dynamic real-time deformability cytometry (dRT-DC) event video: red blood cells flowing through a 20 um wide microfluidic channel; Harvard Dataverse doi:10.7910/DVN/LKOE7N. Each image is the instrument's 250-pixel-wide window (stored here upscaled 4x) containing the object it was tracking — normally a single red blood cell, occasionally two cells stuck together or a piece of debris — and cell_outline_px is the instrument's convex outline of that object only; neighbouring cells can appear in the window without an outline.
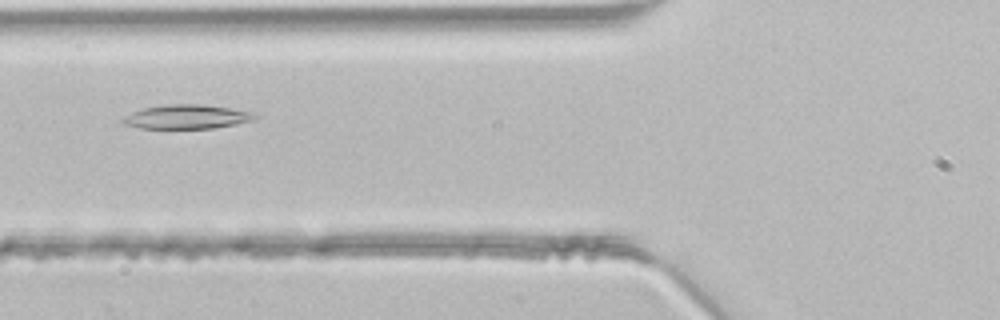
{"species": "common noctule bat (a hibernating species)", "species_latin": "Nyctalus noctula", "temperature_condition": "room temperature", "stored_images_in_passage": 36, "segment_of_instrument_passage": [1, 2], "camera_frame_rate_fps": 3000, "um_per_image_px": 0.085, "animal": {"sex": "male", "body_mass_g": 21.5, "forearm_length_mm": 52.0}, "frame": {"image": 1, "passage_image": 7, "time_ms": 2.0, "image_size_px": [1000, 320], "cell_outline_px": [[256, 116], [252, 120], [236, 124], [212, 128], [140, 128], [124, 124], [120, 120], [124, 116], [132, 112], [144, 108], [168, 104], [196, 104], [228, 108], [252, 112]], "centroid_in_image_um": [15.82, 9.93], "position_along_channel_um": 110.0, "area_um2": 18.21}}
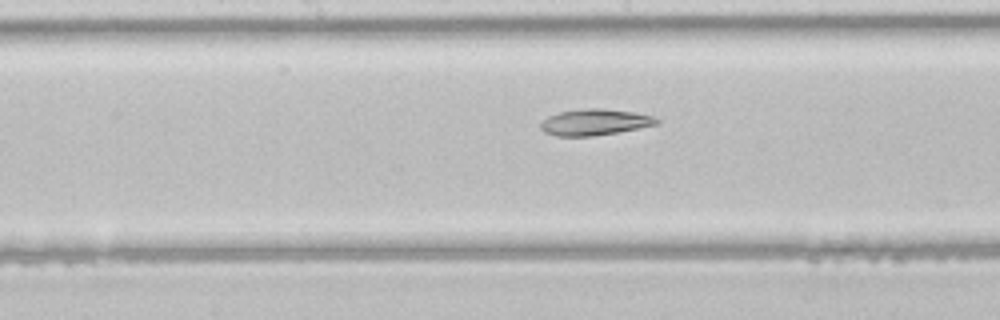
{"frame": {"image": 2, "passage_image": 13, "time_ms": 4.0, "image_size_px": [1000, 320], "cell_outline_px": [[660, 124], [616, 132], [592, 136], [556, 136], [544, 132], [540, 128], [540, 124], [548, 116], [560, 112], [588, 108], [604, 108], [636, 112], [652, 116], [660, 120]], "centroid_in_image_um": [50.57, 10.38], "position_along_channel_um": 197.6, "area_um2": 17.69}}
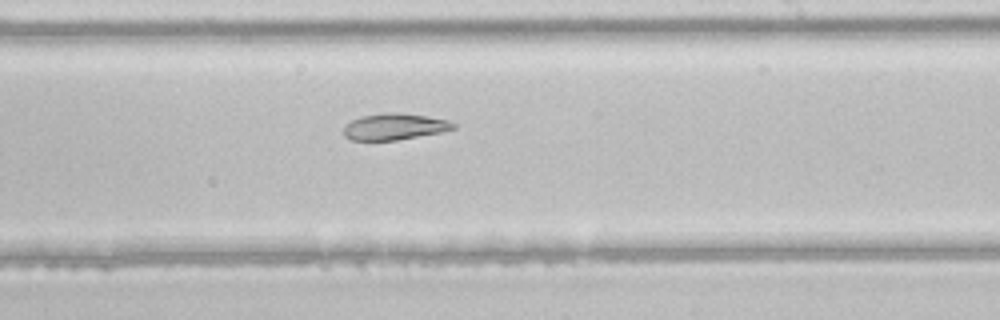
{"frame": {"image": 3, "passage_image": 17, "time_ms": 5.333, "image_size_px": [1000, 320], "cell_outline_px": [[456, 128], [440, 132], [396, 140], [352, 140], [344, 136], [344, 128], [352, 120], [360, 116], [384, 112], [396, 112], [424, 116], [448, 120], [456, 124]], "centroid_in_image_um": [33.52, 10.76], "position_along_channel_um": 255.5, "area_um2": 16.7}}